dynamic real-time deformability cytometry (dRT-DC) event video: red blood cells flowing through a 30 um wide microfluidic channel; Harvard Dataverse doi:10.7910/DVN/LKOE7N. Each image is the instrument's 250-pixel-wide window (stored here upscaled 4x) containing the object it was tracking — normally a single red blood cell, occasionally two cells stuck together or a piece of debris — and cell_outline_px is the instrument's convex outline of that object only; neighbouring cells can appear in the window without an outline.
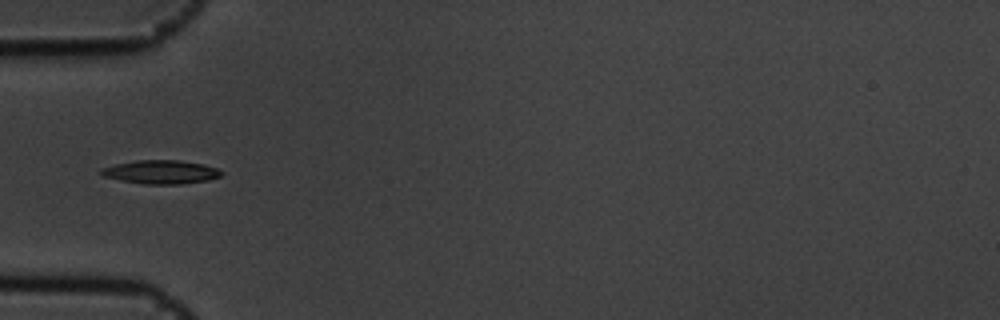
{"species": "common noctule bat (a hibernating species)", "species_latin": "Nyctalus noctula", "temperature_condition": "cold", "stored_images_in_passage": 10, "camera_frame_rate_fps": 3000, "um_per_image_px": 0.085, "animal": {"sex": "male", "body_mass_g": 19.5, "forearm_length_mm": 54.6}, "frame": {"image": 1, "passage_image": 6, "time_ms": 1.667, "image_size_px": [1000, 320], "cell_outline_px": [[224, 172], [220, 176], [208, 180], [180, 184], [144, 184], [120, 180], [104, 176], [96, 172], [100, 168], [116, 164], [136, 160], [180, 160], [204, 164], [216, 168]], "centroid_in_image_um": [13.65, 14.61], "position_along_channel_um": 71.4, "area_um2": 16.65}}
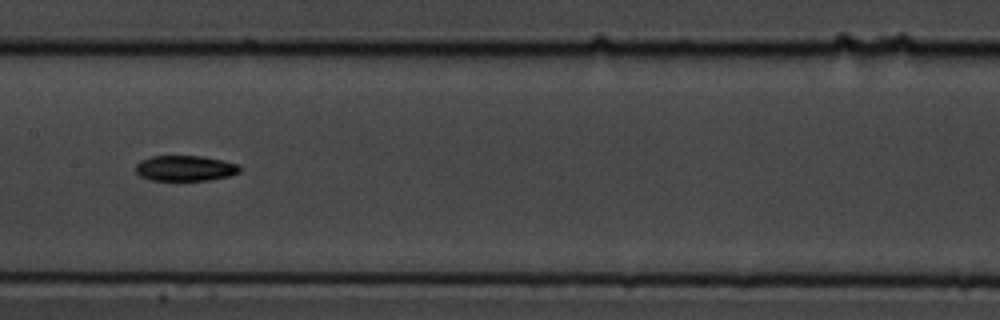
{"frame": {"image": 2, "passage_image": 9, "time_ms": 2.667, "image_size_px": [1000, 320], "cell_outline_px": [[240, 172], [228, 176], [208, 180], [152, 180], [140, 176], [136, 172], [136, 164], [140, 160], [152, 156], [200, 156], [220, 160], [236, 164], [240, 168]], "centroid_in_image_um": [15.69, 14.3], "position_along_channel_um": 191.7, "area_um2": 15.26}}
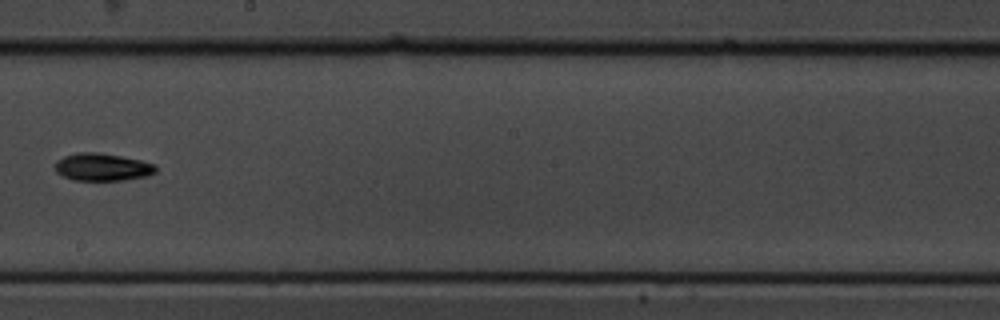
{"frame": {"image": 3, "passage_image": 10, "time_ms": 3.0, "image_size_px": [1000, 320], "cell_outline_px": [[156, 172], [148, 176], [124, 180], [72, 180], [56, 172], [56, 160], [64, 156], [76, 152], [96, 152], [120, 156], [140, 160], [156, 164]], "centroid_in_image_um": [8.71, 14.2], "position_along_channel_um": 239.5, "area_um2": 16.18}}